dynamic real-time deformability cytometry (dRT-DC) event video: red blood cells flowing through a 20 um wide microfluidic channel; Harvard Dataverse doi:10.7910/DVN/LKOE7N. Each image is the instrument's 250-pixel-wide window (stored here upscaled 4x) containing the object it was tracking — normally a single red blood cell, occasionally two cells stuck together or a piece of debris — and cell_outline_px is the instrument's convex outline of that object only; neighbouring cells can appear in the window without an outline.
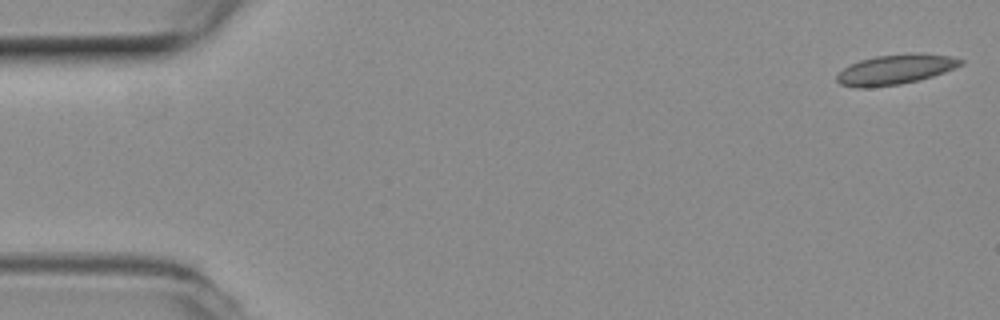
{"species": "common noctule bat (a hibernating species)", "species_latin": "Nyctalus noctula", "temperature_condition": "room temperature", "stored_images_in_passage": 55, "segment_of_instrument_passage": [1, 2], "camera_frame_rate_fps": 3000, "um_per_image_px": 0.085, "animal": {"sex": "female", "body_mass_g": 19.3, "forearm_length_mm": 54.1}, "frame": {"image": 1, "passage_image": 1, "time_ms": 0.0, "image_size_px": [1000, 320], "cell_outline_px": [[964, 64], [944, 72], [932, 76], [900, 84], [864, 88], [860, 88], [840, 84], [836, 80], [836, 76], [844, 68], [860, 60], [876, 56], [912, 52], [952, 56], [964, 60]], "centroid_in_image_um": [76.13, 5.89], "position_along_channel_um": 8.9, "area_um2": 21.5}}
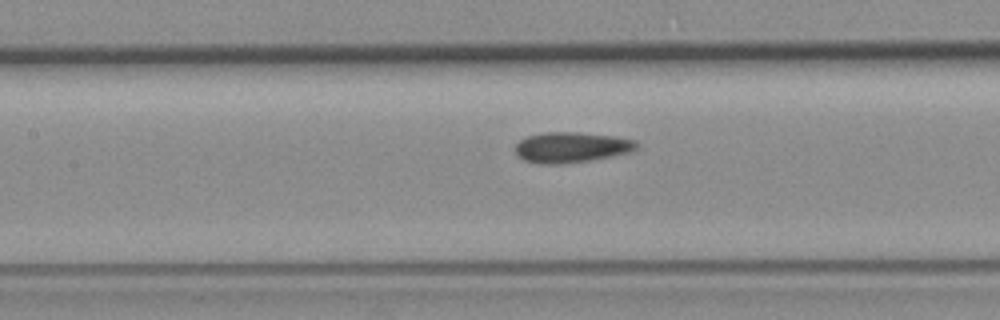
{"frame": {"image": 2, "passage_image": 24, "time_ms": 7.667, "image_size_px": [1000, 320], "cell_outline_px": [[640, 144], [632, 152], [592, 160], [564, 164], [540, 164], [524, 160], [516, 156], [516, 144], [520, 140], [528, 136], [544, 132], [576, 132], [612, 136], [636, 140]], "centroid_in_image_um": [48.57, 12.53], "position_along_channel_um": 158.8, "area_um2": 21.73}}
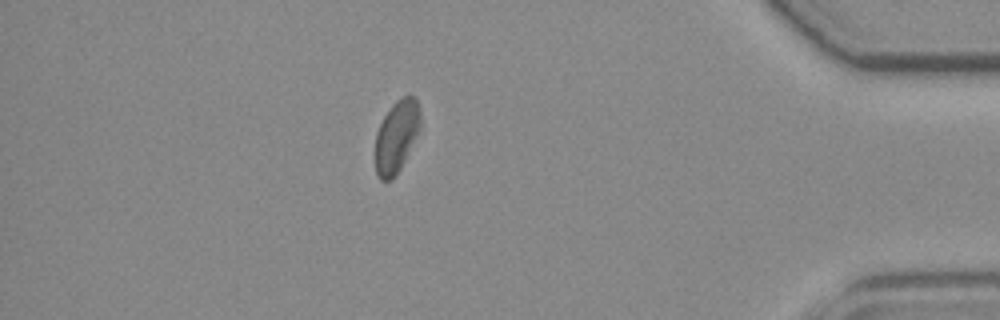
{"frame": {"image": 3, "passage_image": 47, "time_ms": 15.333, "image_size_px": [1000, 320], "cell_outline_px": [[420, 128], [396, 176], [392, 180], [380, 180], [376, 172], [376, 132], [384, 116], [392, 104], [400, 96], [408, 92], [416, 100], [420, 108]], "centroid_in_image_um": [33.71, 11.55], "position_along_channel_um": 401.5, "area_um2": 18.9}}